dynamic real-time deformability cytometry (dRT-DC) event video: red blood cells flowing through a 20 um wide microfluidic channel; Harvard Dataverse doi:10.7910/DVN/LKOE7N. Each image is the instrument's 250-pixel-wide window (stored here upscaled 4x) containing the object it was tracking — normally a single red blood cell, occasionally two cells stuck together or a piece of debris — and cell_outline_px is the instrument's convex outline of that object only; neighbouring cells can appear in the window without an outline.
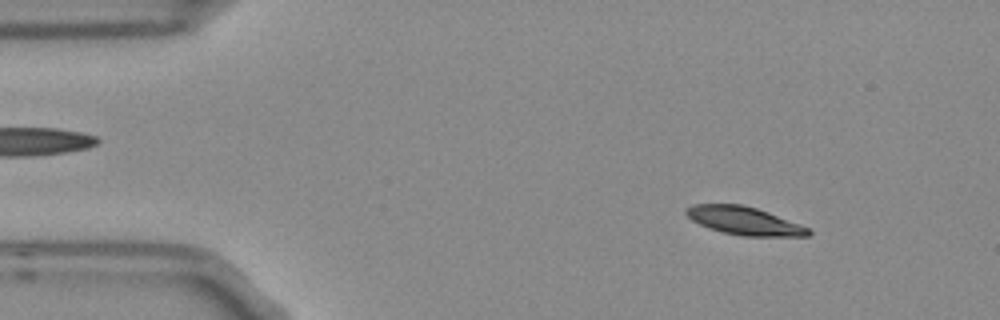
{"species": "Egyptian fruit bat (a non-hibernating species)", "species_latin": "Rousettus aegyptiacus", "temperature_condition": "room temperature", "stored_images_in_passage": 4, "segment_of_instrument_passage": [1, 2], "camera_frame_rate_fps": 3000, "um_per_image_px": 0.085, "frame": {"image": 1, "passage_image": 1, "time_ms": 0.0, "image_size_px": [1000, 320], "cell_outline_px": [[812, 232], [808, 236], [744, 236], [724, 232], [708, 228], [692, 220], [684, 212], [688, 208], [696, 204], [740, 204], [756, 208], [768, 212], [800, 224], [808, 228]], "centroid_in_image_um": [63.27, 18.77], "position_along_channel_um": 21.7, "area_um2": 19.71}}